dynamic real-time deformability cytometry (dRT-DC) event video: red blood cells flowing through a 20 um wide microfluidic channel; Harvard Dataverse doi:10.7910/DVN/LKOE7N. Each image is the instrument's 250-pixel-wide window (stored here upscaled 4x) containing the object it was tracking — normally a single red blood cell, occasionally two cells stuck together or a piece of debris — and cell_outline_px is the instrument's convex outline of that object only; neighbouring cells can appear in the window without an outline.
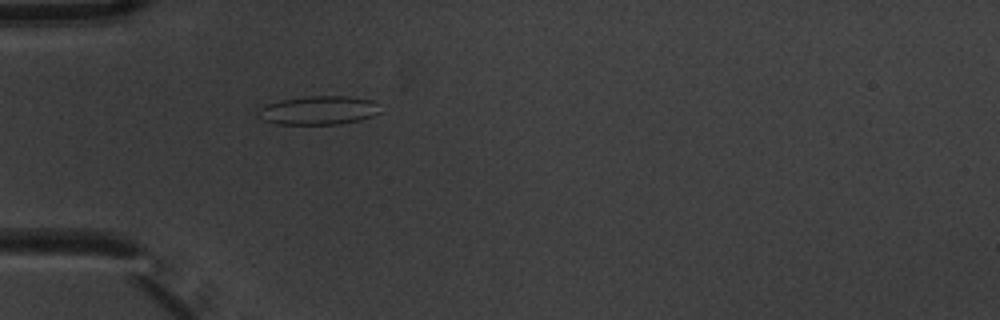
{"species": "common noctule bat (a hibernating species)", "species_latin": "Nyctalus noctula", "temperature_condition": "warm", "stored_images_in_passage": 6, "camera_frame_rate_fps": 3000, "um_per_image_px": 0.085, "animal": {"sex": "male", "body_mass_g": 20.1, "forearm_length_mm": 53.5}, "frame": {"image": 1, "passage_image": 6, "time_ms": 1.667, "image_size_px": [1000, 320], "cell_outline_px": [[380, 112], [372, 116], [360, 120], [340, 124], [276, 124], [264, 120], [256, 112], [260, 108], [268, 104], [280, 100], [312, 96], [348, 96], [372, 100]], "centroid_in_image_um": [27.06, 9.38], "position_along_channel_um": 57.9, "area_um2": 20.17}}